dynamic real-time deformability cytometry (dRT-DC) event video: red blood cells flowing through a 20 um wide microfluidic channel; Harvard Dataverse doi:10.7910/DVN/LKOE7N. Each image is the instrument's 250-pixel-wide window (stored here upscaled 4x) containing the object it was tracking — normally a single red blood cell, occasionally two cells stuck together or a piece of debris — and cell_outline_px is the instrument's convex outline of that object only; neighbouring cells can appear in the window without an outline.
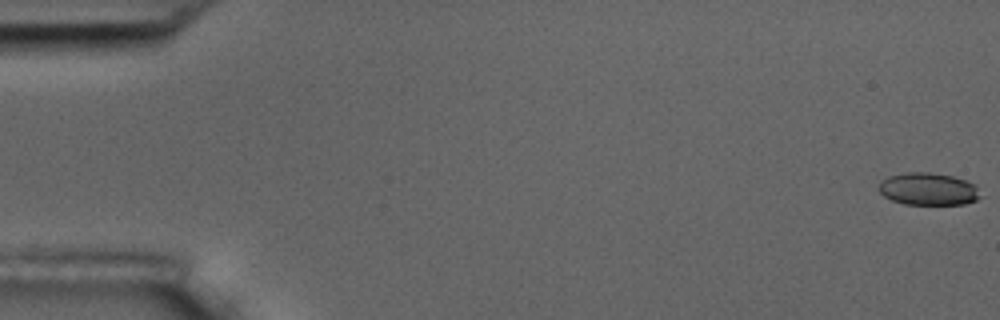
{"species": "common noctule bat (a hibernating species)", "species_latin": "Nyctalus noctula", "temperature_condition": "room temperature", "stored_images_in_passage": 6, "camera_frame_rate_fps": 3000, "um_per_image_px": 0.085, "animal": {"sex": "male", "body_mass_g": 17.5, "forearm_length_mm": 52.3}, "frame": {"image": 1, "passage_image": 1, "time_ms": 0.0, "image_size_px": [1000, 320], "cell_outline_px": [[980, 196], [976, 200], [964, 204], [904, 204], [892, 200], [884, 196], [876, 188], [888, 176], [908, 172], [928, 172], [952, 176], [976, 184]], "centroid_in_image_um": [78.89, 16.07], "position_along_channel_um": 6.1, "area_um2": 19.07}}
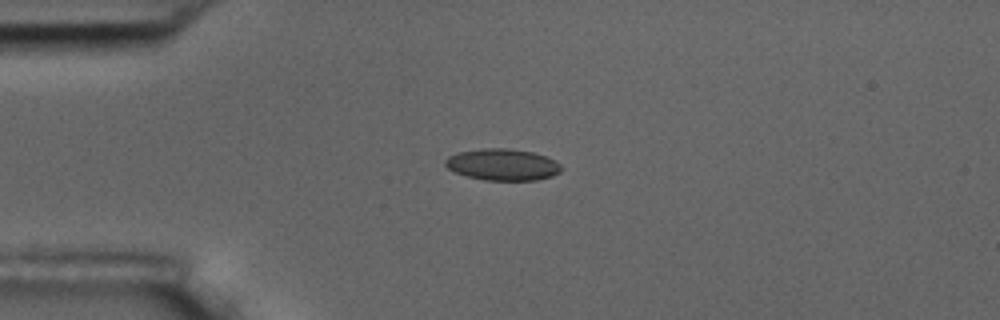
{"frame": {"image": 2, "passage_image": 5, "time_ms": 4.667, "image_size_px": [1000, 320], "cell_outline_px": [[564, 168], [560, 172], [552, 176], [536, 180], [484, 180], [468, 176], [456, 172], [448, 168], [444, 164], [444, 160], [448, 156], [460, 152], [484, 148], [508, 148], [532, 152], [548, 156], [556, 160]], "centroid_in_image_um": [42.77, 13.99], "position_along_channel_um": 42.2, "area_um2": 21.44}}